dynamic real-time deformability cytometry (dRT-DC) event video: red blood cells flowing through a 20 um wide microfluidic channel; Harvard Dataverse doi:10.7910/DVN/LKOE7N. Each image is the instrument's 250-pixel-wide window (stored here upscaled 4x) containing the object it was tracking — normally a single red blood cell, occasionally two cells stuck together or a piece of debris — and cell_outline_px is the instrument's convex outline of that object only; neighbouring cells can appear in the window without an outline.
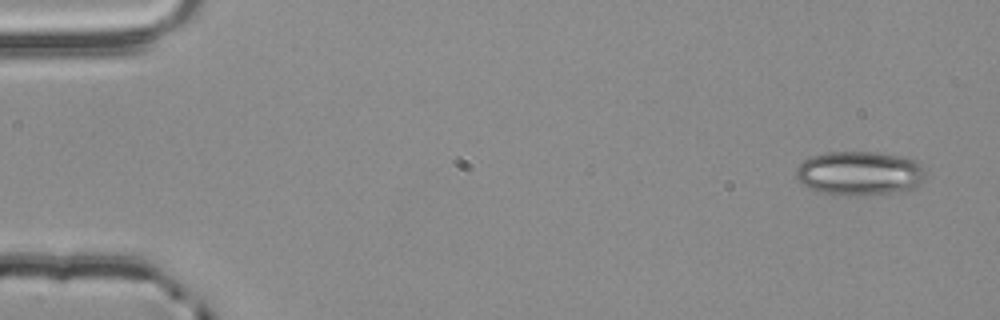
{"species": "common noctule bat (a hibernating species)", "species_latin": "Nyctalus noctula", "temperature_condition": "room temperature", "stored_images_in_passage": 4, "camera_frame_rate_fps": 3000, "um_per_image_px": 0.085, "animal": {"sex": "male", "body_mass_g": 20.4}, "frame": {"image": 1, "passage_image": 1, "time_ms": 0.0, "image_size_px": [1000, 320], "cell_outline_px": [[924, 180], [916, 188], [904, 192], [848, 196], [844, 196], [820, 192], [808, 188], [796, 180], [796, 172], [800, 164], [804, 160], [812, 156], [828, 152], [876, 152], [904, 156], [916, 160], [924, 164]], "centroid_in_image_um": [73.12, 14.74], "position_along_channel_um": 11.9, "area_um2": 33.93}}